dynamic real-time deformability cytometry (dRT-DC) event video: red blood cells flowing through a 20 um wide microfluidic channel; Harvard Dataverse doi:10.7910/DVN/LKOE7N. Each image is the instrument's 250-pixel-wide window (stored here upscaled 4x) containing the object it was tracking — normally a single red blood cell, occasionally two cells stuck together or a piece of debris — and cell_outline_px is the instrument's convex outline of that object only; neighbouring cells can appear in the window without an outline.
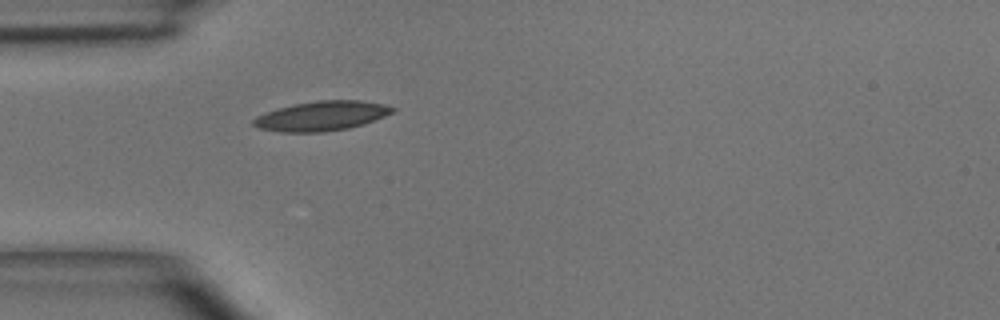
{"species": "common noctule bat (a hibernating species)", "species_latin": "Nyctalus noctula", "temperature_condition": "room temperature", "stored_images_in_passage": 1, "camera_frame_rate_fps": 3000, "um_per_image_px": 0.085, "animal": {"sex": "male", "body_mass_g": 15.6}, "frame": {"image": 1, "passage_image": 1, "time_ms": 0.0, "image_size_px": [1000, 320], "cell_outline_px": [[396, 108], [392, 112], [384, 116], [364, 124], [348, 128], [324, 132], [280, 132], [260, 128], [252, 124], [252, 120], [256, 116], [280, 108], [296, 104], [320, 100], [360, 100], [384, 104]], "centroid_in_image_um": [27.35, 9.86], "position_along_channel_um": 57.6, "area_um2": 23.7}}